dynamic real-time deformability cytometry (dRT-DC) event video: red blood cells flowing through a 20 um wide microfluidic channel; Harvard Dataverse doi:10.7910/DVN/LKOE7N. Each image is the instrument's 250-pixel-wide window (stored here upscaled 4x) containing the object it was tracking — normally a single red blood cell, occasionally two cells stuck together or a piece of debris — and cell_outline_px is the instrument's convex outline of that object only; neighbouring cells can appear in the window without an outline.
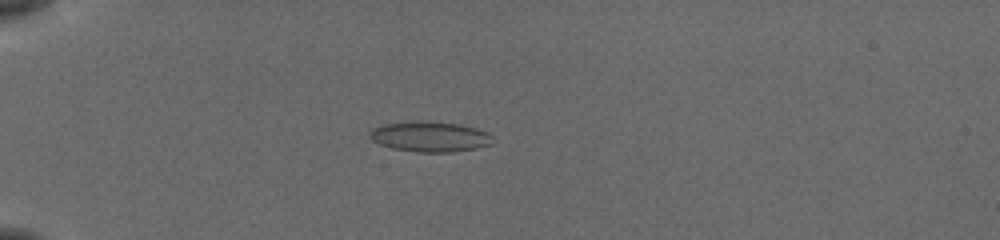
{"species": "common noctule bat (a hibernating species)", "species_latin": "Nyctalus noctula", "temperature_condition": "cold", "stored_images_in_passage": 56, "camera_frame_rate_fps": 3000, "um_per_image_px": 0.085, "animal": {"sex": "female", "body_mass_g": 19.5, "forearm_length_mm": 54.1}, "frame": {"image": 1, "passage_image": 17, "time_ms": 5.333, "image_size_px": [1000, 240], "cell_outline_px": [[492, 144], [476, 148], [452, 152], [416, 152], [392, 148], [380, 144], [372, 140], [368, 136], [368, 132], [372, 128], [384, 124], [412, 120], [428, 120], [460, 124], [476, 128], [488, 132], [492, 136]], "centroid_in_image_um": [36.52, 11.59], "position_along_channel_um": 48.5, "area_um2": 22.14}}
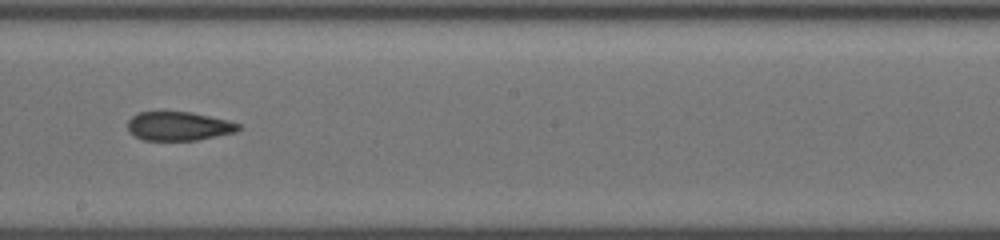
{"frame": {"image": 2, "passage_image": 34, "time_ms": 11.0, "image_size_px": [1000, 240], "cell_outline_px": [[240, 128], [236, 132], [196, 140], [144, 140], [128, 132], [128, 120], [132, 116], [140, 112], [192, 112], [228, 120], [240, 124]], "centroid_in_image_um": [15.19, 10.72], "position_along_channel_um": 233.0, "area_um2": 18.55}}
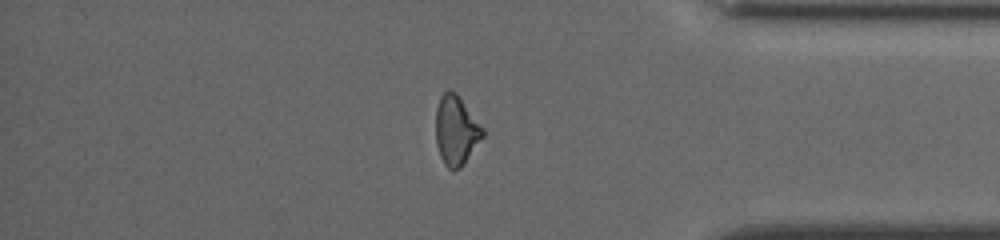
{"frame": {"image": 3, "passage_image": 48, "time_ms": 15.667, "image_size_px": [1000, 240], "cell_outline_px": [[484, 136], [464, 164], [460, 168], [452, 172], [444, 164], [440, 156], [436, 144], [436, 108], [440, 96], [448, 88], [456, 92], [484, 128]], "centroid_in_image_um": [38.77, 11.09], "position_along_channel_um": 396.4, "area_um2": 19.25}, "authors_computed_cell_mechanics": {"area_um2": 19.6231, "velocity_mm_per_s": 3.8425, "shape_relaxation_time_tau1_ms": null, "shape_relaxation_time_tau2_ms": 3.6763, "deformation_change_tau1": null, "deformation_change_tau2": 0.1052}}